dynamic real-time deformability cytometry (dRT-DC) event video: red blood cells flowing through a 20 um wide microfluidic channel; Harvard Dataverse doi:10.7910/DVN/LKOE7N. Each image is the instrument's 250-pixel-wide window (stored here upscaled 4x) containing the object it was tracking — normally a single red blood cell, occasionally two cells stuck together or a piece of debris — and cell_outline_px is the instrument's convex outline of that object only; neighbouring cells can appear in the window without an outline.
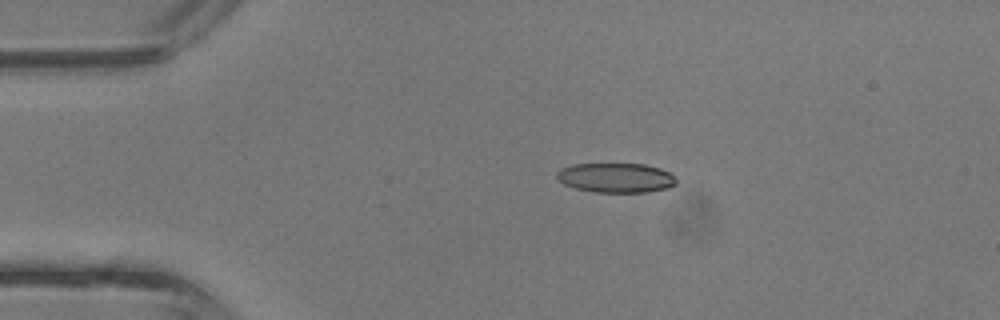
{"species": "common noctule bat (a hibernating species)", "species_latin": "Nyctalus noctula", "temperature_condition": "room temperature", "stored_images_in_passage": 35, "camera_frame_rate_fps": 3000, "um_per_image_px": 0.085, "animal": {"sex": "male", "body_mass_g": 13.3}, "frame": {"image": 1, "passage_image": 1, "time_ms": 0.0, "image_size_px": [1000, 320], "cell_outline_px": [[676, 184], [668, 188], [648, 192], [596, 192], [576, 188], [564, 184], [556, 180], [556, 172], [560, 168], [572, 164], [644, 164], [660, 168], [668, 172], [676, 180]], "centroid_in_image_um": [52.31, 15.11], "position_along_channel_um": 32.7, "area_um2": 20.63}}
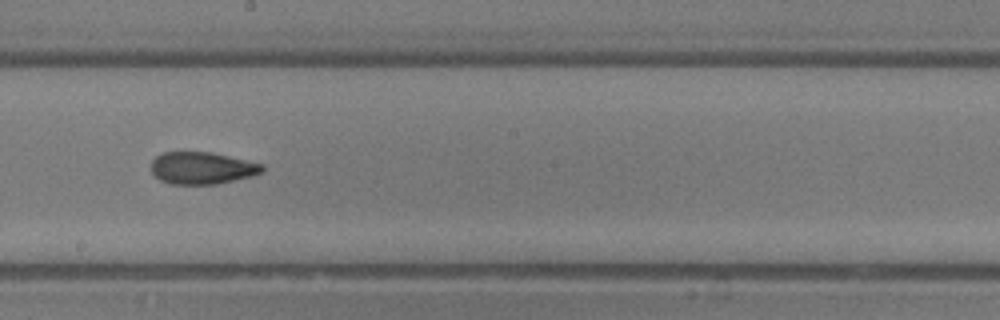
{"frame": {"image": 2, "passage_image": 16, "time_ms": 5.0, "image_size_px": [1000, 320], "cell_outline_px": [[264, 172], [252, 176], [216, 184], [168, 184], [160, 180], [152, 172], [152, 160], [156, 156], [164, 152], [212, 152], [264, 164]], "centroid_in_image_um": [17.19, 14.28], "position_along_channel_um": 231.0, "area_um2": 20.87}}
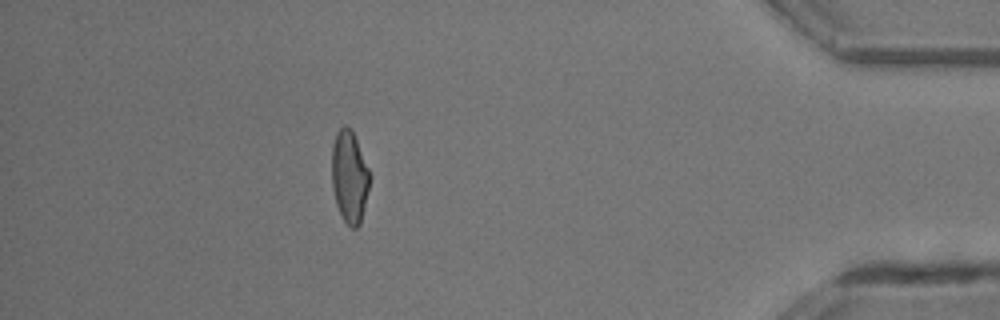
{"frame": {"image": 3, "passage_image": 30, "time_ms": 9.667, "image_size_px": [1000, 320], "cell_outline_px": [[368, 188], [360, 224], [356, 228], [352, 228], [344, 220], [336, 204], [332, 188], [332, 144], [336, 132], [344, 124], [352, 128], [368, 168]], "centroid_in_image_um": [29.67, 14.97], "position_along_channel_um": 405.5, "area_um2": 20.11}, "authors_computed_cell_mechanics": {"area_um2": 21.0392, "velocity_mm_per_s": 4.8449, "shape_relaxation_time_tau1_ms": 4.8552, "shape_relaxation_time_tau2_ms": 1.3563, "deformation_change_tau1": 0.1584, "deformation_change_tau2": 0.0884}}